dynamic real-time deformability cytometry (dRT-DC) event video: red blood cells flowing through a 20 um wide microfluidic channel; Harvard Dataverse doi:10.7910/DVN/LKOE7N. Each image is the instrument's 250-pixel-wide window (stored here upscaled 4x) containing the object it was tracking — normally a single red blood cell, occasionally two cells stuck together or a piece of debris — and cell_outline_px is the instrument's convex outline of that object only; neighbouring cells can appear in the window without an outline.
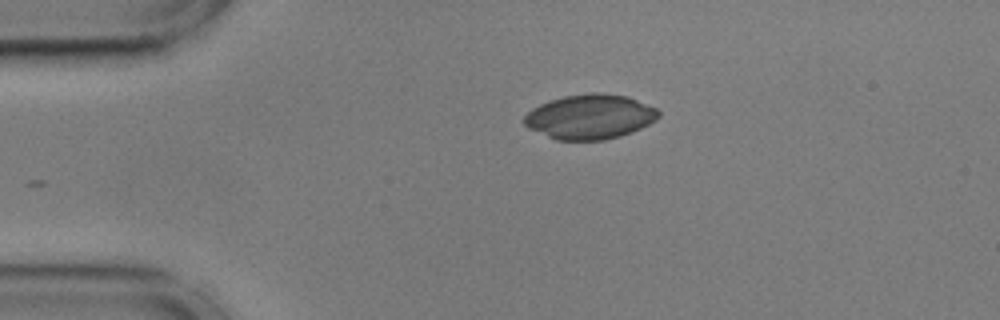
{"species": "common noctule bat (a hibernating species)", "species_latin": "Nyctalus noctula", "temperature_condition": "cold", "stored_images_in_passage": 45, "camera_frame_rate_fps": 3000, "um_per_image_px": 0.085, "animal": {"sex": "male", "body_mass_g": 17.9, "forearm_length_mm": 54.2}, "frame": {"image": 1, "passage_image": 1, "time_ms": 0.0, "image_size_px": [1000, 320], "cell_outline_px": [[660, 116], [656, 120], [632, 132], [620, 136], [604, 140], [556, 140], [528, 128], [524, 124], [524, 116], [532, 108], [540, 104], [564, 96], [592, 92], [600, 92], [628, 96], [656, 108], [660, 112]], "centroid_in_image_um": [50.15, 9.92], "position_along_channel_um": 34.8, "area_um2": 35.03}}
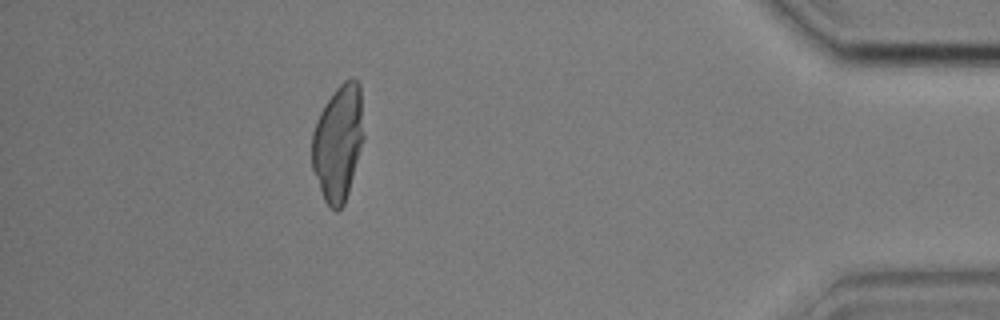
{"frame": {"image": 2, "passage_image": 39, "time_ms": 12.667, "image_size_px": [1000, 320], "cell_outline_px": [[364, 136], [348, 192], [344, 204], [336, 212], [324, 200], [312, 168], [312, 132], [316, 120], [324, 104], [336, 88], [344, 80], [352, 76], [360, 84]], "centroid_in_image_um": [28.73, 12.08], "position_along_channel_um": 406.5, "area_um2": 34.91}}